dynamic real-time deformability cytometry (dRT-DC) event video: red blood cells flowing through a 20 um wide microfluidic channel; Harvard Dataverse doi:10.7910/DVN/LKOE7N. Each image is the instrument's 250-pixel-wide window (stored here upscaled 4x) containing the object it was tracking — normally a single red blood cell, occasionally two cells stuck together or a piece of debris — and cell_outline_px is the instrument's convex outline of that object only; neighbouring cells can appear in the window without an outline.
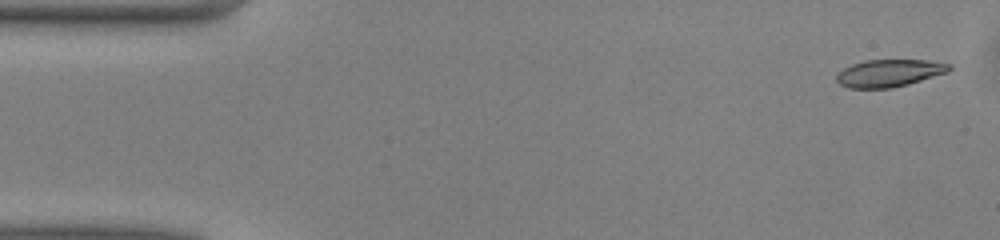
{"species": "common noctule bat (a hibernating species)", "species_latin": "Nyctalus noctula", "temperature_condition": "warm", "stored_images_in_passage": 50, "camera_frame_rate_fps": 3000, "um_per_image_px": 0.085, "animal": {"sex": "male", "body_mass_g": 13.0, "forearm_length_mm": 53.1}, "frame": {"image": 1, "passage_image": 2, "time_ms": 0.333, "image_size_px": [1000, 240], "cell_outline_px": [[952, 68], [948, 72], [908, 84], [892, 88], [848, 88], [840, 84], [836, 80], [836, 76], [844, 68], [852, 64], [864, 60], [928, 60], [952, 64]], "centroid_in_image_um": [75.6, 6.21], "position_along_channel_um": 9.4, "area_um2": 17.98}}
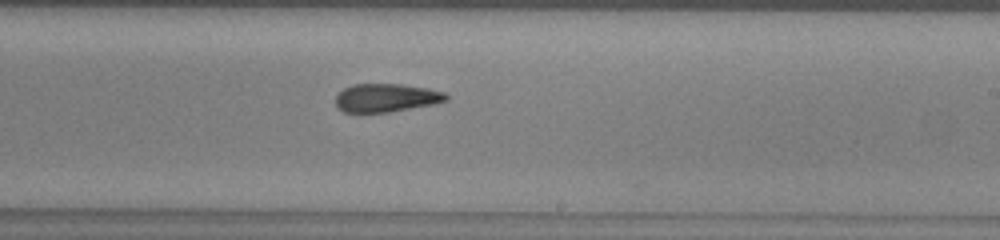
{"frame": {"image": 2, "passage_image": 29, "time_ms": 9.333, "image_size_px": [1000, 240], "cell_outline_px": [[448, 100], [432, 104], [388, 112], [344, 112], [336, 108], [336, 96], [344, 88], [352, 84], [400, 84], [428, 88], [444, 92], [448, 96]], "centroid_in_image_um": [32.8, 8.31], "position_along_channel_um": 256.2, "area_um2": 18.15}}
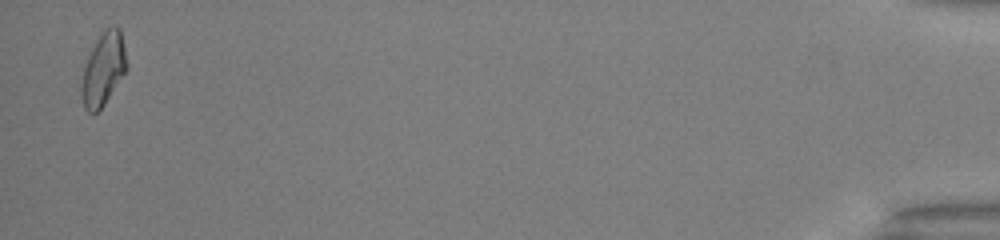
{"frame": {"image": 3, "passage_image": 49, "time_ms": 16.0, "image_size_px": [1000, 240], "cell_outline_px": [[128, 68], [104, 104], [92, 116], [84, 108], [80, 96], [80, 64], [96, 40], [108, 28], [116, 24], [120, 28], [128, 64]], "centroid_in_image_um": [8.71, 5.89], "position_along_channel_um": 426.5, "area_um2": 20.0}, "authors_computed_cell_mechanics": {"area_um2": 18.785, "velocity_mm_per_s": 4.0678, "shape_relaxation_time_tau1_ms": 3.9826, "shape_relaxation_time_tau2_ms": 6.9937, "deformation_change_tau1": 0.1401, "deformation_change_tau2": 0.1523}}